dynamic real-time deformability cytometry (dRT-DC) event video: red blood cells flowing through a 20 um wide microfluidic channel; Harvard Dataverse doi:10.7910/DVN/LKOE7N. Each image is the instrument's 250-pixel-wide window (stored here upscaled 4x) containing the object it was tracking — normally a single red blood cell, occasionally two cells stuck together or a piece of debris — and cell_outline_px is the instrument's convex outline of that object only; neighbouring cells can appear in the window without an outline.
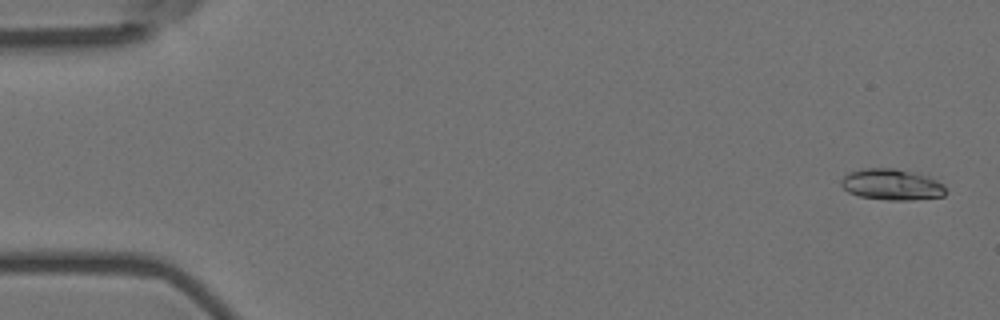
{"species": "Egyptian fruit bat (a non-hibernating species)", "species_latin": "Rousettus aegyptiacus", "temperature_condition": "room temperature", "stored_images_in_passage": 6, "camera_frame_rate_fps": 3000, "um_per_image_px": 0.085, "animal": {"sex": "female"}, "frame": {"image": 1, "passage_image": 1, "time_ms": 0.0, "image_size_px": [1000, 320], "cell_outline_px": [[944, 196], [908, 200], [888, 200], [860, 196], [848, 192], [840, 184], [840, 180], [848, 172], [860, 168], [892, 168], [928, 176], [944, 184]], "centroid_in_image_um": [75.75, 15.68], "position_along_channel_um": 9.3, "area_um2": 18.84}}
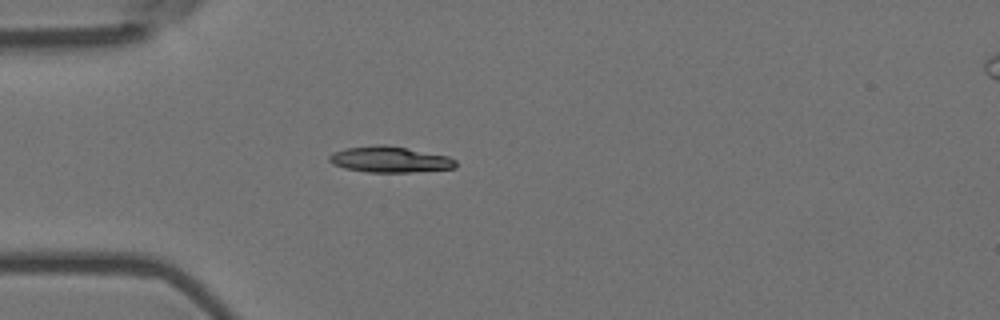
{"frame": {"image": 2, "passage_image": 5, "time_ms": 1.333, "image_size_px": [1000, 320], "cell_outline_px": [[456, 168], [412, 172], [368, 172], [344, 168], [332, 164], [328, 160], [328, 156], [332, 152], [348, 148], [376, 144], [384, 144], [448, 156], [456, 160]], "centroid_in_image_um": [33.11, 13.55], "position_along_channel_um": 51.9, "area_um2": 19.13}}